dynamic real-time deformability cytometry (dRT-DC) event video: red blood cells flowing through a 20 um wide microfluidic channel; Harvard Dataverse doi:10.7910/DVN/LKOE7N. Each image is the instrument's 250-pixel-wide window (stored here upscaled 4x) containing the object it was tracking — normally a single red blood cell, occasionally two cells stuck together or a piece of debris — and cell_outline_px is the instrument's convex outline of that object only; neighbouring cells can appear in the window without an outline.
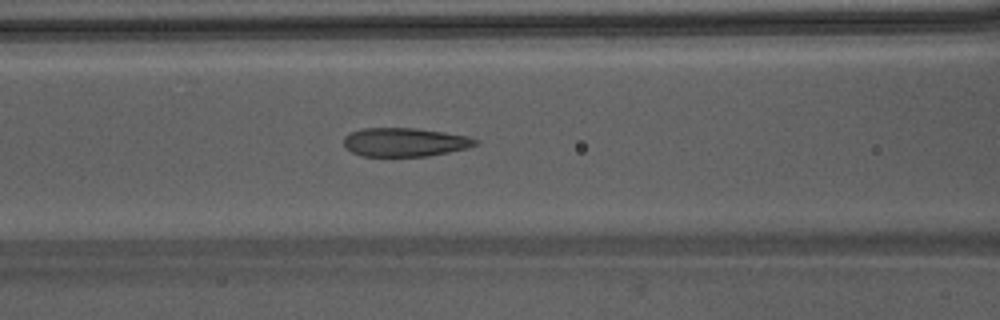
{"species": "Egyptian fruit bat (a non-hibernating species)", "species_latin": "Rousettus aegyptiacus", "temperature_condition": "warm", "stored_images_in_passage": 45, "camera_frame_rate_fps": 3000, "um_per_image_px": 0.085, "animal": {"sex": "male"}, "frame": {"image": 1, "passage_image": 18, "time_ms": 5.667, "image_size_px": [1000, 320], "cell_outline_px": [[480, 140], [476, 144], [468, 148], [428, 156], [364, 156], [352, 152], [344, 144], [344, 136], [352, 132], [364, 128], [416, 128], [444, 132], [468, 136]], "centroid_in_image_um": [34.44, 12.08], "position_along_channel_um": 132.2, "area_um2": 21.91}}
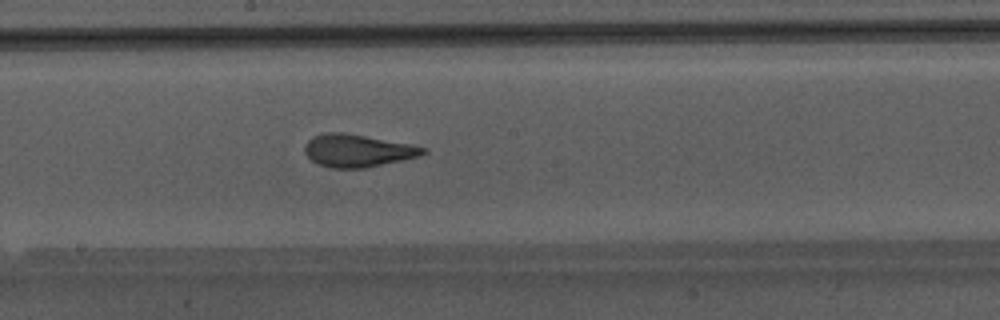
{"frame": {"image": 2, "passage_image": 24, "time_ms": 7.667, "image_size_px": [1000, 320], "cell_outline_px": [[428, 152], [416, 156], [400, 160], [364, 168], [332, 168], [316, 164], [304, 152], [304, 144], [312, 136], [328, 132], [344, 132], [408, 144], [428, 148]], "centroid_in_image_um": [30.32, 12.8], "position_along_channel_um": 217.9, "area_um2": 22.25}}
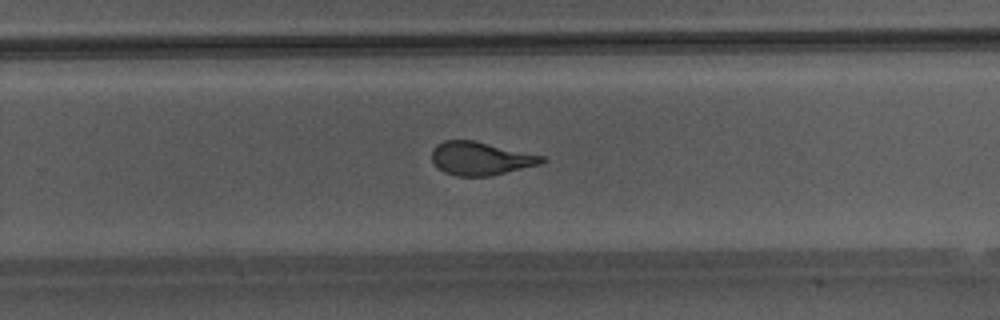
{"frame": {"image": 3, "passage_image": 29, "time_ms": 9.333, "image_size_px": [1000, 320], "cell_outline_px": [[548, 160], [540, 164], [488, 176], [456, 176], [444, 172], [432, 160], [432, 148], [436, 144], [444, 140], [472, 140], [544, 156]], "centroid_in_image_um": [40.83, 13.46], "position_along_channel_um": 289.0, "area_um2": 21.1}, "authors_computed_cell_mechanics": {"area_um2": 22.5998, "velocity_mm_per_s": 4.2824, "shape_relaxation_time_tau1_ms": 5.5443, "shape_relaxation_time_tau2_ms": 0.9122, "deformation_change_tau1": 0.204, "deformation_change_tau2": 0.0786}}